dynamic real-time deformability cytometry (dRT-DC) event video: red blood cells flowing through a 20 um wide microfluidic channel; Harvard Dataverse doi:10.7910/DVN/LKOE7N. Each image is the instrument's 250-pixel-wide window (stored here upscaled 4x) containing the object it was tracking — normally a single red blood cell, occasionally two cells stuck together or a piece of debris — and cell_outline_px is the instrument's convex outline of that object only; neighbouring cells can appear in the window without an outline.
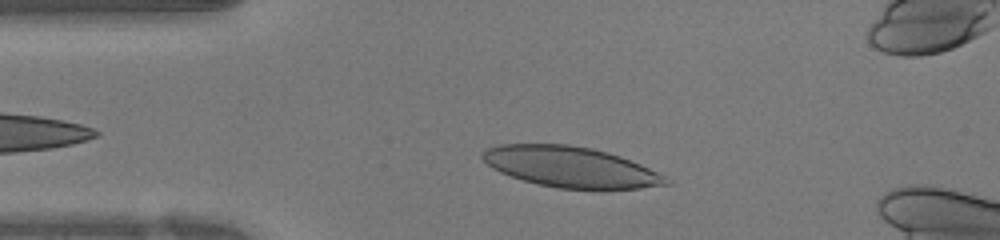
{"species": "human", "species_latin": "Homo sapiens", "temperature_condition": "warm", "stored_images_in_passage": 33, "camera_frame_rate_fps": 3000, "um_per_image_px": 0.085, "donor": {"sex": "female"}, "frame": {"image": 1, "passage_image": 5, "time_ms": 1.333, "image_size_px": [1000, 240], "cell_outline_px": [[672, 184], [640, 188], [556, 188], [524, 180], [500, 172], [492, 168], [480, 156], [480, 152], [484, 148], [500, 144], [568, 144], [592, 148], [608, 152], [620, 156], [640, 164], [672, 180]], "centroid_in_image_um": [48.47, 14.17], "position_along_channel_um": 36.5, "area_um2": 43.18}}
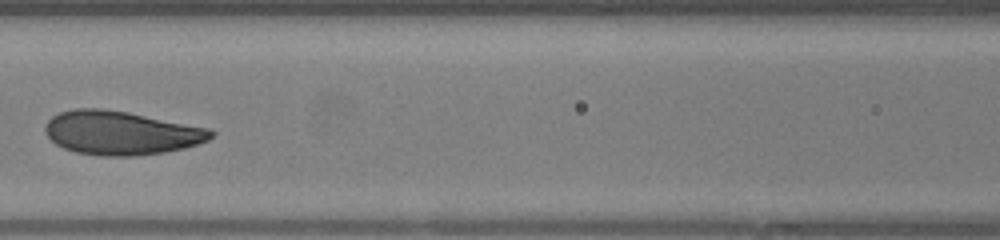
{"frame": {"image": 2, "passage_image": 14, "time_ms": 4.333, "image_size_px": [1000, 240], "cell_outline_px": [[216, 132], [208, 140], [184, 148], [164, 152], [136, 156], [100, 156], [76, 152], [64, 148], [56, 144], [44, 132], [44, 128], [48, 120], [52, 116], [60, 112], [76, 108], [100, 108], [128, 112], [212, 128]], "centroid_in_image_um": [10.3, 11.29], "position_along_channel_um": 156.3, "area_um2": 42.48}}
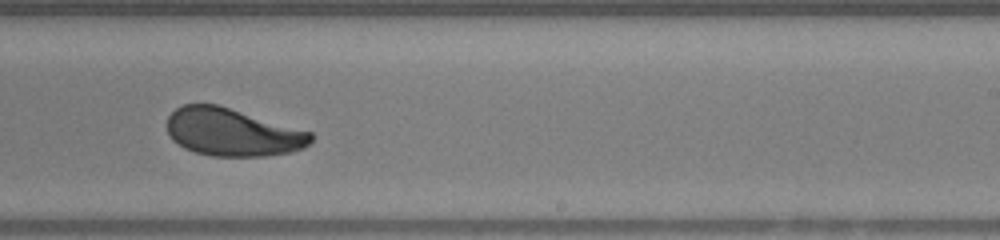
{"frame": {"image": 3, "passage_image": 21, "time_ms": 6.667, "image_size_px": [1000, 240], "cell_outline_px": [[312, 144], [304, 148], [292, 152], [264, 156], [212, 156], [196, 152], [184, 148], [172, 140], [168, 132], [168, 116], [176, 108], [184, 104], [216, 104], [312, 132]], "centroid_in_image_um": [19.77, 11.25], "position_along_channel_um": 269.2, "area_um2": 39.94}}